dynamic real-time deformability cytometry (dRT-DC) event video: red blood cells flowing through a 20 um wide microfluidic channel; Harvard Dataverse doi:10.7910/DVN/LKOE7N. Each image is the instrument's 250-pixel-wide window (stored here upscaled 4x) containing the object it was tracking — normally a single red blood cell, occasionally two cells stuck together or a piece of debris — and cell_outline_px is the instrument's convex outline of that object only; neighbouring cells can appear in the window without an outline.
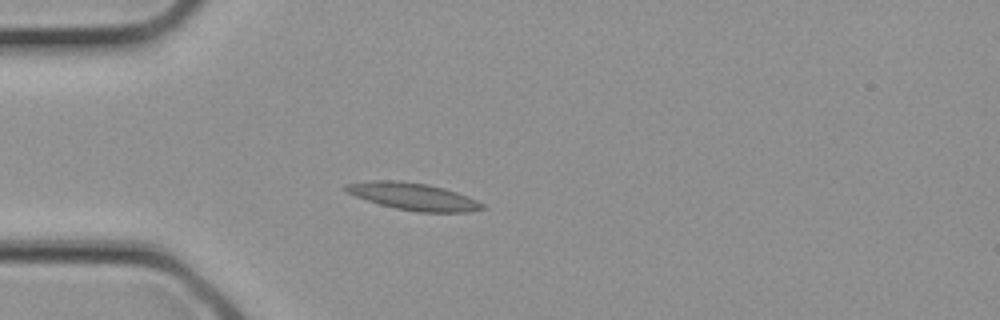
{"species": "common noctule bat (a hibernating species)", "species_latin": "Nyctalus noctula", "temperature_condition": "cold", "stored_images_in_passage": 7, "camera_frame_rate_fps": 3000, "um_per_image_px": 0.085, "animal": {"sex": "female", "body_mass_g": 21.9}, "frame": {"image": 1, "passage_image": 1, "time_ms": 0.0, "image_size_px": [1000, 320], "cell_outline_px": [[488, 208], [472, 212], [420, 212], [396, 208], [380, 204], [356, 196], [348, 192], [344, 188], [344, 184], [372, 180], [396, 180], [428, 184], [444, 188], [468, 196], [484, 204]], "centroid_in_image_um": [35.18, 16.7], "position_along_channel_um": 49.8, "area_um2": 21.56}}
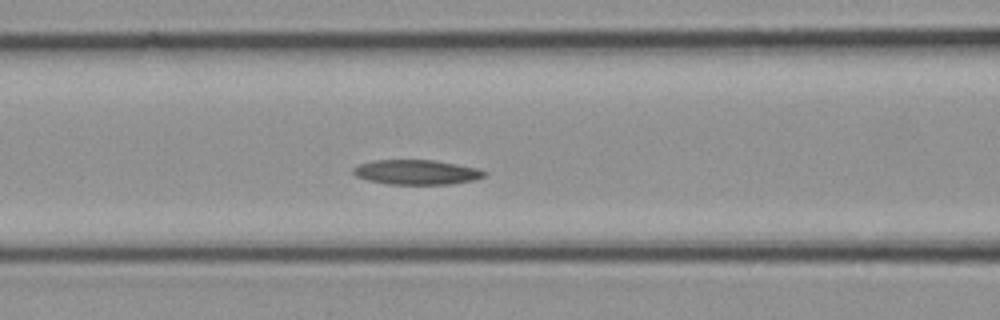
{"frame": {"image": 2, "passage_image": 5, "time_ms": 1.333, "image_size_px": [1000, 320], "cell_outline_px": [[488, 176], [476, 180], [452, 184], [388, 184], [368, 180], [356, 176], [352, 172], [352, 168], [360, 164], [372, 160], [436, 160], [480, 168], [488, 172]], "centroid_in_image_um": [35.48, 14.63], "position_along_channel_um": 131.1, "area_um2": 19.25}}
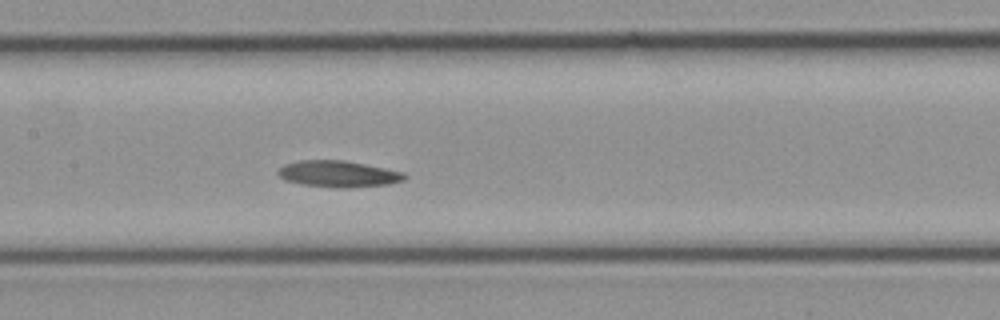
{"frame": {"image": 3, "passage_image": 7, "time_ms": 2.0, "image_size_px": [1000, 320], "cell_outline_px": [[408, 176], [404, 180], [388, 184], [348, 188], [344, 188], [300, 184], [284, 180], [276, 172], [284, 164], [300, 160], [344, 160], [404, 172]], "centroid_in_image_um": [28.75, 14.78], "position_along_channel_um": 178.7, "area_um2": 19.42}}